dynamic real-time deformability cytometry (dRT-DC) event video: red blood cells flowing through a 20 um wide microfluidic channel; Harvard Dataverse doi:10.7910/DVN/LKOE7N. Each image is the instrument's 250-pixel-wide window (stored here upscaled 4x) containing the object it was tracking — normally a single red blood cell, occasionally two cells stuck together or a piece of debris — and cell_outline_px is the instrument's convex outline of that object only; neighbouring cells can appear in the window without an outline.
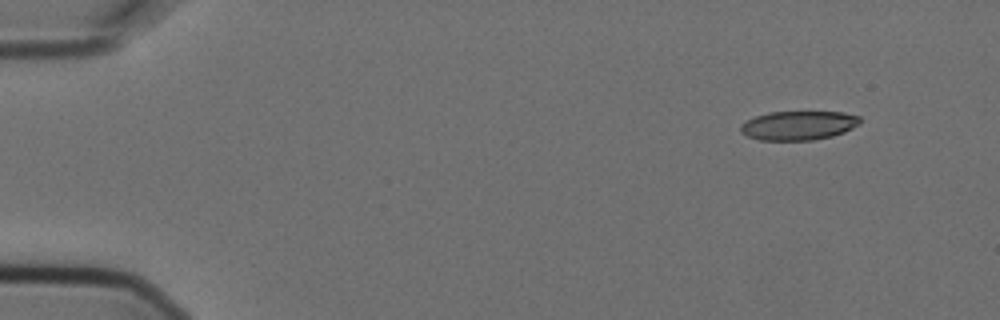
{"species": "Egyptian fruit bat (a non-hibernating species)", "species_latin": "Rousettus aegyptiacus", "temperature_condition": "cold", "stored_images_in_passage": 4, "camera_frame_rate_fps": 3000, "um_per_image_px": 0.085, "animal": {"sex": "female"}, "frame": {"image": 1, "passage_image": 1, "time_ms": 0.0, "image_size_px": [1000, 320], "cell_outline_px": [[860, 124], [844, 132], [832, 136], [812, 140], [760, 140], [748, 136], [740, 132], [740, 124], [756, 116], [768, 112], [844, 112], [860, 116]], "centroid_in_image_um": [67.88, 10.66], "position_along_channel_um": 17.1, "area_um2": 20.23}}
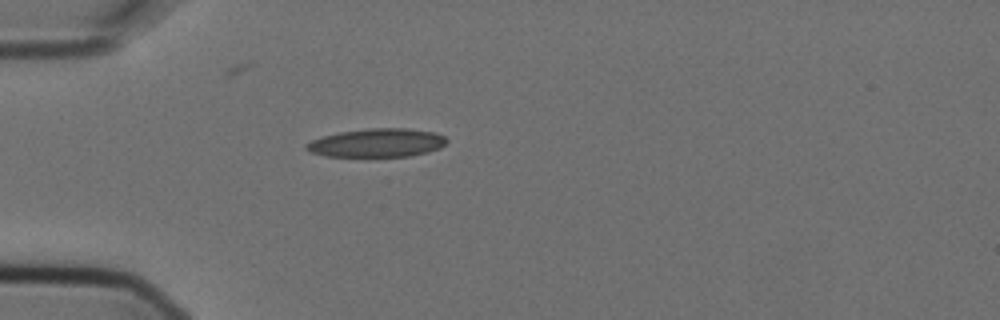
{"frame": {"image": 2, "passage_image": 4, "time_ms": 1.0, "image_size_px": [1000, 320], "cell_outline_px": [[448, 140], [440, 148], [428, 152], [408, 156], [324, 156], [308, 152], [304, 148], [304, 144], [312, 140], [324, 136], [340, 132], [372, 128], [404, 128], [436, 132], [444, 136]], "centroid_in_image_um": [32.03, 12.14], "position_along_channel_um": 53.0, "area_um2": 23.29}}